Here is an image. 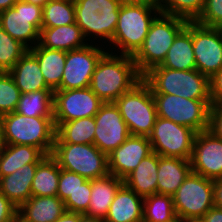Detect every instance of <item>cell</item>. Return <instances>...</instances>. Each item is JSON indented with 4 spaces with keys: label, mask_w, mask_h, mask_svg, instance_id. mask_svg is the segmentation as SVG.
Returning <instances> with one entry per match:
<instances>
[{
    "label": "cell",
    "mask_w": 222,
    "mask_h": 222,
    "mask_svg": "<svg viewBox=\"0 0 222 222\" xmlns=\"http://www.w3.org/2000/svg\"><path fill=\"white\" fill-rule=\"evenodd\" d=\"M141 80L132 56L107 51L95 67L89 88L104 103H114Z\"/></svg>",
    "instance_id": "obj_1"
},
{
    "label": "cell",
    "mask_w": 222,
    "mask_h": 222,
    "mask_svg": "<svg viewBox=\"0 0 222 222\" xmlns=\"http://www.w3.org/2000/svg\"><path fill=\"white\" fill-rule=\"evenodd\" d=\"M3 144L29 145L51 155L56 137L53 117H28L17 112L0 117Z\"/></svg>",
    "instance_id": "obj_2"
},
{
    "label": "cell",
    "mask_w": 222,
    "mask_h": 222,
    "mask_svg": "<svg viewBox=\"0 0 222 222\" xmlns=\"http://www.w3.org/2000/svg\"><path fill=\"white\" fill-rule=\"evenodd\" d=\"M142 80L152 94H172L194 100H211L209 78L198 70H173L161 65L149 69Z\"/></svg>",
    "instance_id": "obj_3"
},
{
    "label": "cell",
    "mask_w": 222,
    "mask_h": 222,
    "mask_svg": "<svg viewBox=\"0 0 222 222\" xmlns=\"http://www.w3.org/2000/svg\"><path fill=\"white\" fill-rule=\"evenodd\" d=\"M187 22L181 17L162 13L154 19L143 45L132 56L141 75L164 61L174 39L186 27Z\"/></svg>",
    "instance_id": "obj_4"
},
{
    "label": "cell",
    "mask_w": 222,
    "mask_h": 222,
    "mask_svg": "<svg viewBox=\"0 0 222 222\" xmlns=\"http://www.w3.org/2000/svg\"><path fill=\"white\" fill-rule=\"evenodd\" d=\"M160 13V10L144 5H132L123 2L120 6L114 36L109 43L111 46L106 50L114 54L133 56L143 45L151 23ZM110 47L115 49L114 52Z\"/></svg>",
    "instance_id": "obj_5"
},
{
    "label": "cell",
    "mask_w": 222,
    "mask_h": 222,
    "mask_svg": "<svg viewBox=\"0 0 222 222\" xmlns=\"http://www.w3.org/2000/svg\"><path fill=\"white\" fill-rule=\"evenodd\" d=\"M122 3L123 0H74L76 24L89 43H95L94 40H99L100 37L99 41H102L104 48L109 46L118 24ZM105 42H108L106 47L103 44Z\"/></svg>",
    "instance_id": "obj_6"
},
{
    "label": "cell",
    "mask_w": 222,
    "mask_h": 222,
    "mask_svg": "<svg viewBox=\"0 0 222 222\" xmlns=\"http://www.w3.org/2000/svg\"><path fill=\"white\" fill-rule=\"evenodd\" d=\"M127 124L130 135L148 137L157 117L156 104L150 87L141 80L115 102Z\"/></svg>",
    "instance_id": "obj_7"
},
{
    "label": "cell",
    "mask_w": 222,
    "mask_h": 222,
    "mask_svg": "<svg viewBox=\"0 0 222 222\" xmlns=\"http://www.w3.org/2000/svg\"><path fill=\"white\" fill-rule=\"evenodd\" d=\"M51 156L61 169L77 173L87 180L109 174L108 155L94 144L54 143Z\"/></svg>",
    "instance_id": "obj_8"
},
{
    "label": "cell",
    "mask_w": 222,
    "mask_h": 222,
    "mask_svg": "<svg viewBox=\"0 0 222 222\" xmlns=\"http://www.w3.org/2000/svg\"><path fill=\"white\" fill-rule=\"evenodd\" d=\"M157 116L194 131L208 130L211 100L186 99L172 94H152Z\"/></svg>",
    "instance_id": "obj_9"
},
{
    "label": "cell",
    "mask_w": 222,
    "mask_h": 222,
    "mask_svg": "<svg viewBox=\"0 0 222 222\" xmlns=\"http://www.w3.org/2000/svg\"><path fill=\"white\" fill-rule=\"evenodd\" d=\"M179 221L200 220L214 206L213 180L191 172L173 195Z\"/></svg>",
    "instance_id": "obj_10"
},
{
    "label": "cell",
    "mask_w": 222,
    "mask_h": 222,
    "mask_svg": "<svg viewBox=\"0 0 222 222\" xmlns=\"http://www.w3.org/2000/svg\"><path fill=\"white\" fill-rule=\"evenodd\" d=\"M43 7L18 0L13 7L0 12V26L28 50L39 42Z\"/></svg>",
    "instance_id": "obj_11"
},
{
    "label": "cell",
    "mask_w": 222,
    "mask_h": 222,
    "mask_svg": "<svg viewBox=\"0 0 222 222\" xmlns=\"http://www.w3.org/2000/svg\"><path fill=\"white\" fill-rule=\"evenodd\" d=\"M196 133L189 127L157 116L148 139L152 151L158 155L190 160Z\"/></svg>",
    "instance_id": "obj_12"
},
{
    "label": "cell",
    "mask_w": 222,
    "mask_h": 222,
    "mask_svg": "<svg viewBox=\"0 0 222 222\" xmlns=\"http://www.w3.org/2000/svg\"><path fill=\"white\" fill-rule=\"evenodd\" d=\"M100 45L89 43L82 48L66 52L61 85L56 90H73L90 86L95 67L100 58L107 52Z\"/></svg>",
    "instance_id": "obj_13"
},
{
    "label": "cell",
    "mask_w": 222,
    "mask_h": 222,
    "mask_svg": "<svg viewBox=\"0 0 222 222\" xmlns=\"http://www.w3.org/2000/svg\"><path fill=\"white\" fill-rule=\"evenodd\" d=\"M104 102L88 88L53 91L54 122L93 117Z\"/></svg>",
    "instance_id": "obj_14"
},
{
    "label": "cell",
    "mask_w": 222,
    "mask_h": 222,
    "mask_svg": "<svg viewBox=\"0 0 222 222\" xmlns=\"http://www.w3.org/2000/svg\"><path fill=\"white\" fill-rule=\"evenodd\" d=\"M192 42L196 70L211 78L222 67V28L192 21Z\"/></svg>",
    "instance_id": "obj_15"
},
{
    "label": "cell",
    "mask_w": 222,
    "mask_h": 222,
    "mask_svg": "<svg viewBox=\"0 0 222 222\" xmlns=\"http://www.w3.org/2000/svg\"><path fill=\"white\" fill-rule=\"evenodd\" d=\"M96 129L93 144L107 155L117 149L130 136L115 103H104L95 114Z\"/></svg>",
    "instance_id": "obj_16"
},
{
    "label": "cell",
    "mask_w": 222,
    "mask_h": 222,
    "mask_svg": "<svg viewBox=\"0 0 222 222\" xmlns=\"http://www.w3.org/2000/svg\"><path fill=\"white\" fill-rule=\"evenodd\" d=\"M190 165L193 173L205 178L222 177V139L208 130L196 133Z\"/></svg>",
    "instance_id": "obj_17"
},
{
    "label": "cell",
    "mask_w": 222,
    "mask_h": 222,
    "mask_svg": "<svg viewBox=\"0 0 222 222\" xmlns=\"http://www.w3.org/2000/svg\"><path fill=\"white\" fill-rule=\"evenodd\" d=\"M152 152L148 137L130 135L117 149L108 154L109 174L124 179Z\"/></svg>",
    "instance_id": "obj_18"
},
{
    "label": "cell",
    "mask_w": 222,
    "mask_h": 222,
    "mask_svg": "<svg viewBox=\"0 0 222 222\" xmlns=\"http://www.w3.org/2000/svg\"><path fill=\"white\" fill-rule=\"evenodd\" d=\"M65 211L58 196H31L18 207L17 222H55Z\"/></svg>",
    "instance_id": "obj_19"
},
{
    "label": "cell",
    "mask_w": 222,
    "mask_h": 222,
    "mask_svg": "<svg viewBox=\"0 0 222 222\" xmlns=\"http://www.w3.org/2000/svg\"><path fill=\"white\" fill-rule=\"evenodd\" d=\"M143 200L124 183L117 190L105 222H142Z\"/></svg>",
    "instance_id": "obj_20"
},
{
    "label": "cell",
    "mask_w": 222,
    "mask_h": 222,
    "mask_svg": "<svg viewBox=\"0 0 222 222\" xmlns=\"http://www.w3.org/2000/svg\"><path fill=\"white\" fill-rule=\"evenodd\" d=\"M191 172L190 160L159 155L157 193L173 196Z\"/></svg>",
    "instance_id": "obj_21"
},
{
    "label": "cell",
    "mask_w": 222,
    "mask_h": 222,
    "mask_svg": "<svg viewBox=\"0 0 222 222\" xmlns=\"http://www.w3.org/2000/svg\"><path fill=\"white\" fill-rule=\"evenodd\" d=\"M41 47L71 51L79 49L87 44L81 28L76 24H69L58 27H41L39 42Z\"/></svg>",
    "instance_id": "obj_22"
},
{
    "label": "cell",
    "mask_w": 222,
    "mask_h": 222,
    "mask_svg": "<svg viewBox=\"0 0 222 222\" xmlns=\"http://www.w3.org/2000/svg\"><path fill=\"white\" fill-rule=\"evenodd\" d=\"M158 165L159 155L152 152L123 179V183L143 198L157 193Z\"/></svg>",
    "instance_id": "obj_23"
},
{
    "label": "cell",
    "mask_w": 222,
    "mask_h": 222,
    "mask_svg": "<svg viewBox=\"0 0 222 222\" xmlns=\"http://www.w3.org/2000/svg\"><path fill=\"white\" fill-rule=\"evenodd\" d=\"M21 94L52 90L45 82L37 58L28 50L9 71Z\"/></svg>",
    "instance_id": "obj_24"
},
{
    "label": "cell",
    "mask_w": 222,
    "mask_h": 222,
    "mask_svg": "<svg viewBox=\"0 0 222 222\" xmlns=\"http://www.w3.org/2000/svg\"><path fill=\"white\" fill-rule=\"evenodd\" d=\"M38 163H29L8 176L0 178V192L16 207L31 196V187Z\"/></svg>",
    "instance_id": "obj_25"
},
{
    "label": "cell",
    "mask_w": 222,
    "mask_h": 222,
    "mask_svg": "<svg viewBox=\"0 0 222 222\" xmlns=\"http://www.w3.org/2000/svg\"><path fill=\"white\" fill-rule=\"evenodd\" d=\"M123 184V179L113 174L91 180V196L85 215L105 219L114 196Z\"/></svg>",
    "instance_id": "obj_26"
},
{
    "label": "cell",
    "mask_w": 222,
    "mask_h": 222,
    "mask_svg": "<svg viewBox=\"0 0 222 222\" xmlns=\"http://www.w3.org/2000/svg\"><path fill=\"white\" fill-rule=\"evenodd\" d=\"M162 67L173 70H195V56L192 42V21L176 36L168 50Z\"/></svg>",
    "instance_id": "obj_27"
},
{
    "label": "cell",
    "mask_w": 222,
    "mask_h": 222,
    "mask_svg": "<svg viewBox=\"0 0 222 222\" xmlns=\"http://www.w3.org/2000/svg\"><path fill=\"white\" fill-rule=\"evenodd\" d=\"M46 155L37 147L3 144L0 152V178L29 163H39Z\"/></svg>",
    "instance_id": "obj_28"
},
{
    "label": "cell",
    "mask_w": 222,
    "mask_h": 222,
    "mask_svg": "<svg viewBox=\"0 0 222 222\" xmlns=\"http://www.w3.org/2000/svg\"><path fill=\"white\" fill-rule=\"evenodd\" d=\"M29 51L37 58L46 84L55 91L61 85L66 51L48 49L38 43Z\"/></svg>",
    "instance_id": "obj_29"
},
{
    "label": "cell",
    "mask_w": 222,
    "mask_h": 222,
    "mask_svg": "<svg viewBox=\"0 0 222 222\" xmlns=\"http://www.w3.org/2000/svg\"><path fill=\"white\" fill-rule=\"evenodd\" d=\"M56 137L54 143L93 144L96 123L93 117L67 122H54Z\"/></svg>",
    "instance_id": "obj_30"
},
{
    "label": "cell",
    "mask_w": 222,
    "mask_h": 222,
    "mask_svg": "<svg viewBox=\"0 0 222 222\" xmlns=\"http://www.w3.org/2000/svg\"><path fill=\"white\" fill-rule=\"evenodd\" d=\"M60 166L51 156L46 155L38 164L32 182V196H57Z\"/></svg>",
    "instance_id": "obj_31"
},
{
    "label": "cell",
    "mask_w": 222,
    "mask_h": 222,
    "mask_svg": "<svg viewBox=\"0 0 222 222\" xmlns=\"http://www.w3.org/2000/svg\"><path fill=\"white\" fill-rule=\"evenodd\" d=\"M15 112L28 117H53V90L21 94Z\"/></svg>",
    "instance_id": "obj_32"
},
{
    "label": "cell",
    "mask_w": 222,
    "mask_h": 222,
    "mask_svg": "<svg viewBox=\"0 0 222 222\" xmlns=\"http://www.w3.org/2000/svg\"><path fill=\"white\" fill-rule=\"evenodd\" d=\"M177 221L173 196L155 193L144 198L142 222Z\"/></svg>",
    "instance_id": "obj_33"
},
{
    "label": "cell",
    "mask_w": 222,
    "mask_h": 222,
    "mask_svg": "<svg viewBox=\"0 0 222 222\" xmlns=\"http://www.w3.org/2000/svg\"><path fill=\"white\" fill-rule=\"evenodd\" d=\"M76 23L74 0H49L43 6L42 27Z\"/></svg>",
    "instance_id": "obj_34"
},
{
    "label": "cell",
    "mask_w": 222,
    "mask_h": 222,
    "mask_svg": "<svg viewBox=\"0 0 222 222\" xmlns=\"http://www.w3.org/2000/svg\"><path fill=\"white\" fill-rule=\"evenodd\" d=\"M27 51L0 26V72H9Z\"/></svg>",
    "instance_id": "obj_35"
},
{
    "label": "cell",
    "mask_w": 222,
    "mask_h": 222,
    "mask_svg": "<svg viewBox=\"0 0 222 222\" xmlns=\"http://www.w3.org/2000/svg\"><path fill=\"white\" fill-rule=\"evenodd\" d=\"M205 0H163L161 13L195 21L201 14Z\"/></svg>",
    "instance_id": "obj_36"
},
{
    "label": "cell",
    "mask_w": 222,
    "mask_h": 222,
    "mask_svg": "<svg viewBox=\"0 0 222 222\" xmlns=\"http://www.w3.org/2000/svg\"><path fill=\"white\" fill-rule=\"evenodd\" d=\"M21 92L9 72H0V117L16 111Z\"/></svg>",
    "instance_id": "obj_37"
},
{
    "label": "cell",
    "mask_w": 222,
    "mask_h": 222,
    "mask_svg": "<svg viewBox=\"0 0 222 222\" xmlns=\"http://www.w3.org/2000/svg\"><path fill=\"white\" fill-rule=\"evenodd\" d=\"M91 196V180H87L65 201L66 211L85 214L88 211Z\"/></svg>",
    "instance_id": "obj_38"
},
{
    "label": "cell",
    "mask_w": 222,
    "mask_h": 222,
    "mask_svg": "<svg viewBox=\"0 0 222 222\" xmlns=\"http://www.w3.org/2000/svg\"><path fill=\"white\" fill-rule=\"evenodd\" d=\"M195 22L206 27L222 28V0H205L204 8Z\"/></svg>",
    "instance_id": "obj_39"
},
{
    "label": "cell",
    "mask_w": 222,
    "mask_h": 222,
    "mask_svg": "<svg viewBox=\"0 0 222 222\" xmlns=\"http://www.w3.org/2000/svg\"><path fill=\"white\" fill-rule=\"evenodd\" d=\"M87 179L81 175L64 169L60 170L57 196L64 202L76 192Z\"/></svg>",
    "instance_id": "obj_40"
},
{
    "label": "cell",
    "mask_w": 222,
    "mask_h": 222,
    "mask_svg": "<svg viewBox=\"0 0 222 222\" xmlns=\"http://www.w3.org/2000/svg\"><path fill=\"white\" fill-rule=\"evenodd\" d=\"M208 131L222 139V104L210 106Z\"/></svg>",
    "instance_id": "obj_41"
},
{
    "label": "cell",
    "mask_w": 222,
    "mask_h": 222,
    "mask_svg": "<svg viewBox=\"0 0 222 222\" xmlns=\"http://www.w3.org/2000/svg\"><path fill=\"white\" fill-rule=\"evenodd\" d=\"M17 211L18 207L0 192V222H17Z\"/></svg>",
    "instance_id": "obj_42"
},
{
    "label": "cell",
    "mask_w": 222,
    "mask_h": 222,
    "mask_svg": "<svg viewBox=\"0 0 222 222\" xmlns=\"http://www.w3.org/2000/svg\"><path fill=\"white\" fill-rule=\"evenodd\" d=\"M211 104H222V67L209 78Z\"/></svg>",
    "instance_id": "obj_43"
},
{
    "label": "cell",
    "mask_w": 222,
    "mask_h": 222,
    "mask_svg": "<svg viewBox=\"0 0 222 222\" xmlns=\"http://www.w3.org/2000/svg\"><path fill=\"white\" fill-rule=\"evenodd\" d=\"M214 207L222 209V177L213 180Z\"/></svg>",
    "instance_id": "obj_44"
},
{
    "label": "cell",
    "mask_w": 222,
    "mask_h": 222,
    "mask_svg": "<svg viewBox=\"0 0 222 222\" xmlns=\"http://www.w3.org/2000/svg\"><path fill=\"white\" fill-rule=\"evenodd\" d=\"M200 222H222V209L213 206L203 215Z\"/></svg>",
    "instance_id": "obj_45"
},
{
    "label": "cell",
    "mask_w": 222,
    "mask_h": 222,
    "mask_svg": "<svg viewBox=\"0 0 222 222\" xmlns=\"http://www.w3.org/2000/svg\"><path fill=\"white\" fill-rule=\"evenodd\" d=\"M162 1L163 0H123V2L127 4L144 5L160 11L162 9Z\"/></svg>",
    "instance_id": "obj_46"
},
{
    "label": "cell",
    "mask_w": 222,
    "mask_h": 222,
    "mask_svg": "<svg viewBox=\"0 0 222 222\" xmlns=\"http://www.w3.org/2000/svg\"><path fill=\"white\" fill-rule=\"evenodd\" d=\"M80 213L65 211L55 222H79Z\"/></svg>",
    "instance_id": "obj_47"
},
{
    "label": "cell",
    "mask_w": 222,
    "mask_h": 222,
    "mask_svg": "<svg viewBox=\"0 0 222 222\" xmlns=\"http://www.w3.org/2000/svg\"><path fill=\"white\" fill-rule=\"evenodd\" d=\"M18 0H0V12L5 11L17 2Z\"/></svg>",
    "instance_id": "obj_48"
},
{
    "label": "cell",
    "mask_w": 222,
    "mask_h": 222,
    "mask_svg": "<svg viewBox=\"0 0 222 222\" xmlns=\"http://www.w3.org/2000/svg\"><path fill=\"white\" fill-rule=\"evenodd\" d=\"M79 222H105L104 219L99 217H91L85 214L80 213V221Z\"/></svg>",
    "instance_id": "obj_49"
},
{
    "label": "cell",
    "mask_w": 222,
    "mask_h": 222,
    "mask_svg": "<svg viewBox=\"0 0 222 222\" xmlns=\"http://www.w3.org/2000/svg\"><path fill=\"white\" fill-rule=\"evenodd\" d=\"M24 1L43 7L49 0H24Z\"/></svg>",
    "instance_id": "obj_50"
},
{
    "label": "cell",
    "mask_w": 222,
    "mask_h": 222,
    "mask_svg": "<svg viewBox=\"0 0 222 222\" xmlns=\"http://www.w3.org/2000/svg\"><path fill=\"white\" fill-rule=\"evenodd\" d=\"M3 147L2 134H1V126H0V152Z\"/></svg>",
    "instance_id": "obj_51"
},
{
    "label": "cell",
    "mask_w": 222,
    "mask_h": 222,
    "mask_svg": "<svg viewBox=\"0 0 222 222\" xmlns=\"http://www.w3.org/2000/svg\"><path fill=\"white\" fill-rule=\"evenodd\" d=\"M182 222H200V220H195V221H182Z\"/></svg>",
    "instance_id": "obj_52"
}]
</instances>
